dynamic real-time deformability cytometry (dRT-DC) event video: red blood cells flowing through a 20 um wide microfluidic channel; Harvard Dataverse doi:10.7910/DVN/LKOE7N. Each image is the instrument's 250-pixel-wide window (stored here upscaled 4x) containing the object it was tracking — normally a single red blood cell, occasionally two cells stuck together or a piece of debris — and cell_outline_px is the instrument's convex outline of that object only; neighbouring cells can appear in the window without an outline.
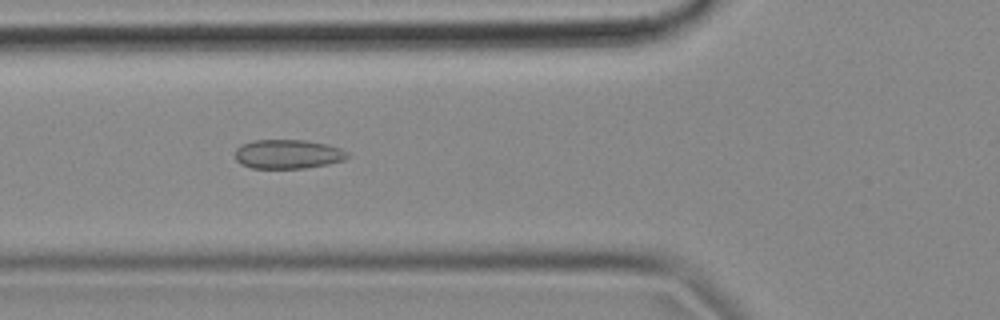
{"species": "common noctule bat (a hibernating species)", "species_latin": "Nyctalus noctula", "temperature_condition": "cold", "stored_images_in_passage": 39, "camera_frame_rate_fps": 3000, "um_per_image_px": 0.085, "animal": {"sex": "female", "body_mass_g": 18.4}, "frame": {"image": 1, "passage_image": 4, "time_ms": 1.0, "image_size_px": [1000, 320], "cell_outline_px": [[352, 156], [344, 160], [328, 164], [304, 168], [252, 168], [240, 164], [236, 160], [236, 148], [240, 144], [252, 140], [308, 140], [328, 144], [340, 148], [348, 152]], "centroid_in_image_um": [24.49, 13.09], "position_along_channel_um": 101.3, "area_um2": 19.36}}
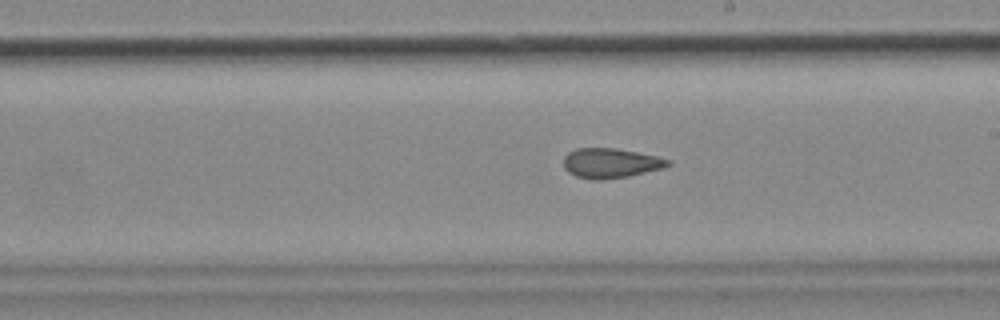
{"frame": {"image": 2, "passage_image": 15, "time_ms": 4.667, "image_size_px": [1000, 320], "cell_outline_px": [[672, 164], [664, 168], [628, 176], [604, 180], [592, 180], [576, 176], [568, 172], [564, 168], [564, 156], [568, 152], [576, 148], [616, 148], [656, 156], [672, 160]], "centroid_in_image_um": [51.91, 13.87], "position_along_channel_um": 237.1, "area_um2": 18.26}}
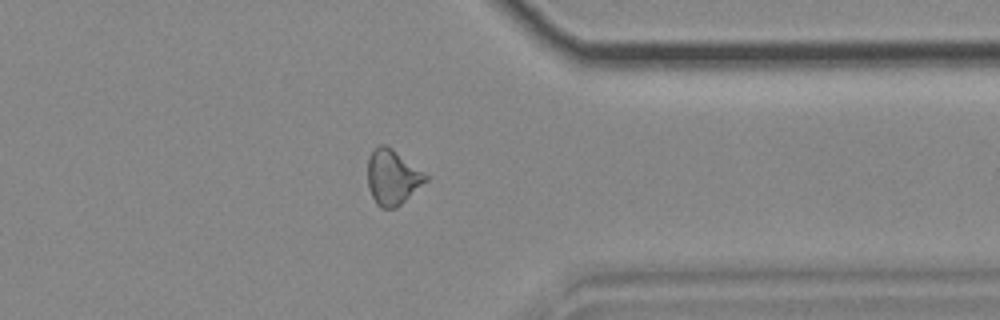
{"frame": {"image": 3, "passage_image": 27, "time_ms": 8.667, "image_size_px": [1000, 320], "cell_outline_px": [[428, 180], [396, 208], [380, 208], [376, 204], [368, 188], [368, 156], [380, 144], [384, 144], [392, 148], [428, 176]], "centroid_in_image_um": [33.34, 15.07], "position_along_channel_um": 378.1, "area_um2": 18.44}, "authors_computed_cell_mechanics": {"area_um2": 18.3804, "velocity_mm_per_s": 3.7011, "shape_relaxation_time_tau1_ms": null, "shape_relaxation_time_tau2_ms": 3.8112, "deformation_change_tau1": null, "deformation_change_tau2": 0.1106}}